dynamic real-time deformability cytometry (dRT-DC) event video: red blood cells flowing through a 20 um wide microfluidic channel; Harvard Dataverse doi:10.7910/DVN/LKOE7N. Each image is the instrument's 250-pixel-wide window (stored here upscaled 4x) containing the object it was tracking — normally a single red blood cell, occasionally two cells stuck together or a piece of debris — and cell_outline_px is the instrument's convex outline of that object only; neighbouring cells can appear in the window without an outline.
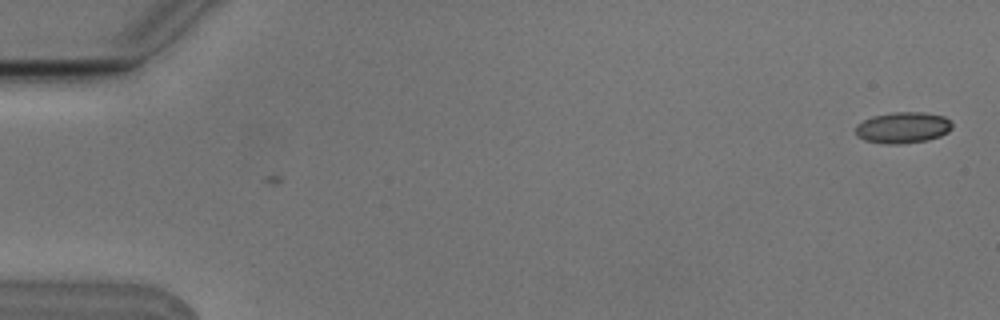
{"species": "Egyptian fruit bat (a non-hibernating species)", "species_latin": "Rousettus aegyptiacus", "temperature_condition": "cold", "stored_images_in_passage": 2, "camera_frame_rate_fps": 3000, "um_per_image_px": 0.085, "animal": {"sex": "male"}, "frame": {"image": 1, "passage_image": 2, "time_ms": 0.333, "image_size_px": [1000, 320], "cell_outline_px": [[952, 128], [948, 132], [940, 136], [928, 140], [900, 144], [888, 144], [864, 140], [856, 136], [856, 124], [872, 116], [892, 112], [924, 112], [944, 116], [952, 124]], "centroid_in_image_um": [76.73, 10.84], "position_along_channel_um": 8.3, "area_um2": 17.63}}